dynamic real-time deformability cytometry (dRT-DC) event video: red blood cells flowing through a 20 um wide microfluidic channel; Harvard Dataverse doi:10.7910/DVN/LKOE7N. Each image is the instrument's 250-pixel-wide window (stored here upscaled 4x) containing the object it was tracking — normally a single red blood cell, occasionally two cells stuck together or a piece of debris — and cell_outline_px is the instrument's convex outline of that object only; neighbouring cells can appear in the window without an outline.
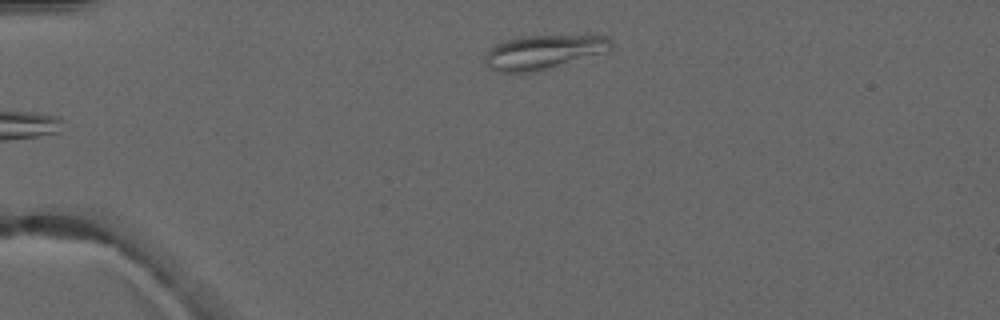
{"species": "common noctule bat (a hibernating species)", "species_latin": "Nyctalus noctula", "temperature_condition": "warm", "stored_images_in_passage": 5, "camera_frame_rate_fps": 3000, "um_per_image_px": 0.085, "animal": {"sex": "male", "forearm_length_mm": 52.5}, "frame": {"image": 1, "passage_image": 5, "time_ms": 4.667, "image_size_px": [1000, 320], "cell_outline_px": [[612, 52], [540, 72], [496, 72], [488, 68], [484, 64], [484, 56], [488, 48], [504, 40], [520, 36], [608, 36], [612, 40]], "centroid_in_image_um": [46.23, 4.46], "position_along_channel_um": 38.8, "area_um2": 26.13}}